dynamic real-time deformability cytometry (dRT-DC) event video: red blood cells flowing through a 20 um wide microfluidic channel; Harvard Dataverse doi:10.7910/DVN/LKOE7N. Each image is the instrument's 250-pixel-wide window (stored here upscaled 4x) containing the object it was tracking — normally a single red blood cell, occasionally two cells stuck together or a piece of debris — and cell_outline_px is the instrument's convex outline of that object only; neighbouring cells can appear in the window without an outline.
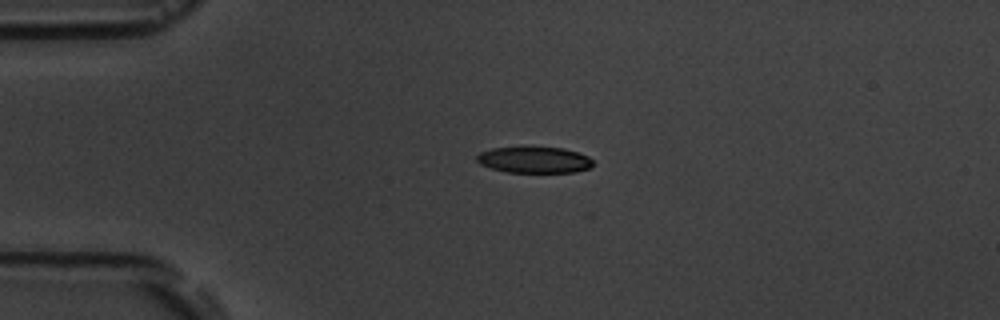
{"species": "common noctule bat (a hibernating species)", "species_latin": "Nyctalus noctula", "temperature_condition": "room temperature", "stored_images_in_passage": 5, "camera_frame_rate_fps": 3000, "um_per_image_px": 0.085, "animal": {"sex": "male", "body_mass_g": 19.5, "forearm_length_mm": 54.6}, "frame": {"image": 1, "passage_image": 3, "time_ms": 3.0, "image_size_px": [1000, 320], "cell_outline_px": [[592, 168], [576, 172], [508, 172], [492, 168], [480, 164], [476, 160], [476, 156], [480, 152], [492, 148], [520, 144], [524, 144], [564, 148], [588, 156], [592, 160]], "centroid_in_image_um": [45.39, 13.53], "position_along_channel_um": 39.6, "area_um2": 18.61}}
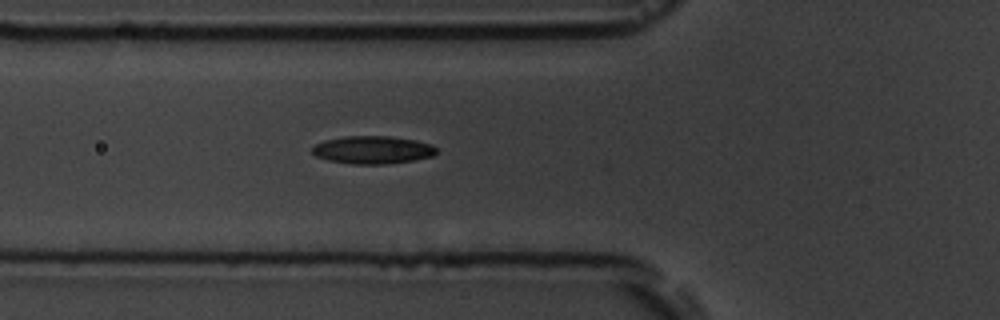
{"frame": {"image": 2, "passage_image": 5, "time_ms": 5.333, "image_size_px": [1000, 320], "cell_outline_px": [[436, 152], [432, 156], [412, 160], [388, 164], [352, 164], [328, 160], [316, 156], [312, 152], [312, 148], [316, 144], [324, 140], [344, 136], [388, 136], [416, 140], [432, 144], [436, 148]], "centroid_in_image_um": [31.67, 12.73], "position_along_channel_um": 94.1, "area_um2": 20.11}}